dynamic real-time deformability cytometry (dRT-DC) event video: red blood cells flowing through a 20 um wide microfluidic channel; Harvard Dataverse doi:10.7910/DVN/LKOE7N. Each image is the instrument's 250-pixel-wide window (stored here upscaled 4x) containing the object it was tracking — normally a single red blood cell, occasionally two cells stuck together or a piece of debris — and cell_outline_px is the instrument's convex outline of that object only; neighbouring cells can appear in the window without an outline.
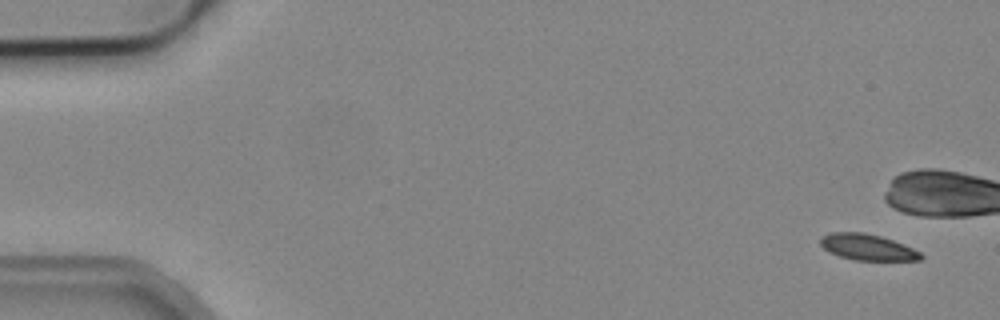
{"species": "common noctule bat (a hibernating species)", "species_latin": "Nyctalus noctula", "temperature_condition": "cold", "stored_images_in_passage": 5, "camera_frame_rate_fps": 3000, "um_per_image_px": 0.085, "animal": {"sex": "male", "body_mass_g": 19.2, "forearm_length_mm": 51.8}, "frame": {"image": 1, "passage_image": 1, "time_ms": 0.0, "image_size_px": [1000, 320], "cell_outline_px": [[924, 256], [920, 260], [856, 260], [840, 256], [828, 252], [820, 244], [820, 236], [832, 232], [864, 232], [880, 236], [892, 240], [912, 248], [920, 252]], "centroid_in_image_um": [73.7, 21.0], "position_along_channel_um": 11.3, "area_um2": 15.2}}